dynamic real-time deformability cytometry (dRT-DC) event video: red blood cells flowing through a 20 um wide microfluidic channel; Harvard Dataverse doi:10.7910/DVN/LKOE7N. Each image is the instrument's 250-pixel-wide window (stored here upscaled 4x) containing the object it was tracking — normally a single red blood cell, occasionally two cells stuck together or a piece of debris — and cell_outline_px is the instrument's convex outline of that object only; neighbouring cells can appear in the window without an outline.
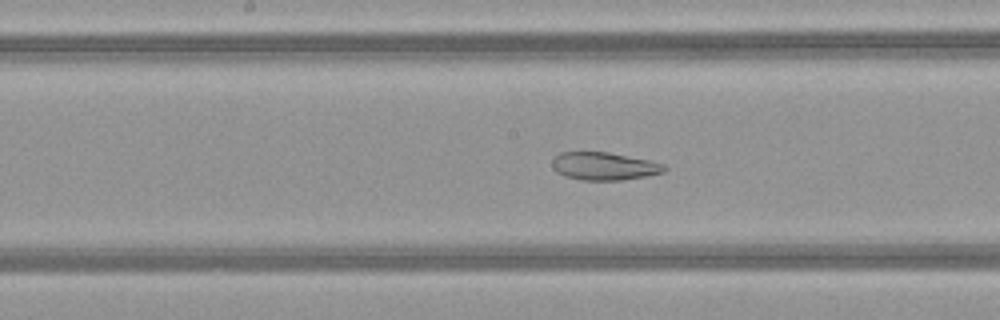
{"species": "common noctule bat (a hibernating species)", "species_latin": "Nyctalus noctula", "temperature_condition": "warm", "stored_images_in_passage": 50, "camera_frame_rate_fps": 3000, "um_per_image_px": 0.085, "animal": {"sex": "female", "body_mass_g": 21.9}, "frame": {"image": 1, "passage_image": 26, "time_ms": 8.333, "image_size_px": [1000, 320], "cell_outline_px": [[668, 168], [664, 172], [648, 176], [620, 180], [580, 180], [564, 176], [556, 172], [552, 168], [552, 160], [560, 152], [608, 152], [648, 160], [664, 164]], "centroid_in_image_um": [51.34, 14.13], "position_along_channel_um": 196.9, "area_um2": 18.26}}
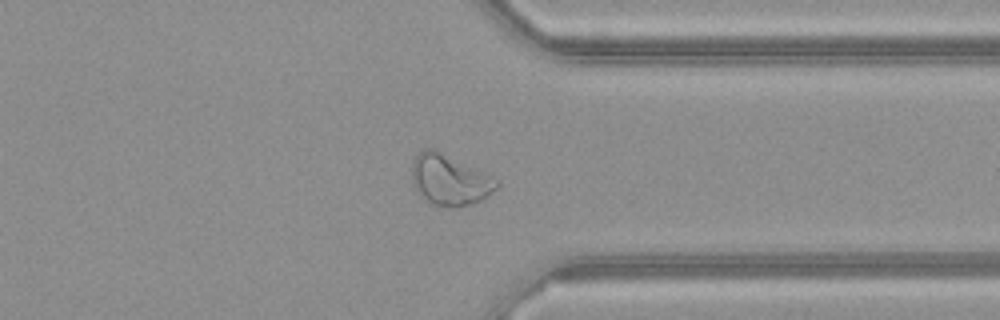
{"frame": {"image": 2, "passage_image": 39, "time_ms": 12.667, "image_size_px": [1000, 320], "cell_outline_px": [[500, 184], [496, 188], [476, 204], [456, 208], [452, 208], [428, 204], [420, 196], [412, 184], [412, 164], [416, 156], [424, 148], [436, 148], [500, 180]], "centroid_in_image_um": [38.21, 15.31], "position_along_channel_um": 373.2, "area_um2": 25.66}}
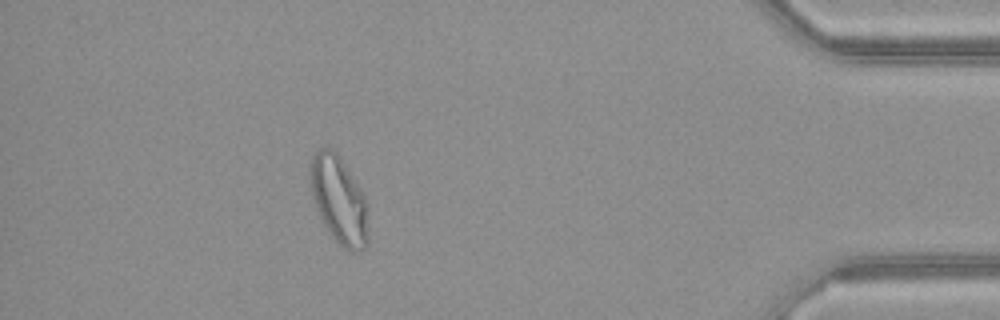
{"frame": {"image": 3, "passage_image": 45, "time_ms": 14.667, "image_size_px": [1000, 320], "cell_outline_px": [[368, 244], [360, 252], [348, 252], [336, 244], [324, 228], [312, 200], [308, 176], [308, 164], [312, 156], [320, 148], [332, 148], [340, 156], [360, 188], [368, 204]], "centroid_in_image_um": [28.78, 17.05], "position_along_channel_um": 406.4, "area_um2": 30.92}, "authors_computed_cell_mechanics": {"area_um2": 27.8885, "velocity_mm_per_s": 4.1267, "shape_relaxation_time_tau1_ms": null, "shape_relaxation_time_tau2_ms": 1.8373, "deformation_change_tau1": null, "deformation_change_tau2": 0.0788}}